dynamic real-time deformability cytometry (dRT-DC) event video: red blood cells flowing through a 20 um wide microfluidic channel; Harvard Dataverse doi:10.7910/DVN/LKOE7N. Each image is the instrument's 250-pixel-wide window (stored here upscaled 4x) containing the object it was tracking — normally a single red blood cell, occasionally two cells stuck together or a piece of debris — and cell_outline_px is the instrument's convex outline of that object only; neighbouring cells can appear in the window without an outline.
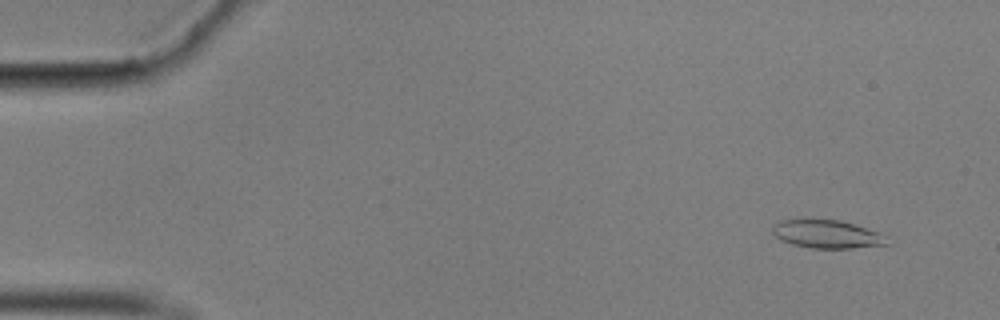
{"species": "common noctule bat (a hibernating species)", "species_latin": "Nyctalus noctula", "temperature_condition": "cold", "stored_images_in_passage": 57, "camera_frame_rate_fps": 3000, "um_per_image_px": 0.085, "animal": {"sex": "male", "body_mass_g": 17.9}, "frame": {"image": 1, "passage_image": 5, "time_ms": 1.333, "image_size_px": [1000, 320], "cell_outline_px": [[888, 244], [852, 248], [812, 248], [792, 244], [780, 240], [772, 232], [772, 224], [780, 220], [812, 216], [840, 220], [880, 232], [884, 236]], "centroid_in_image_um": [70.2, 19.84], "position_along_channel_um": 14.8, "area_um2": 19.48}}
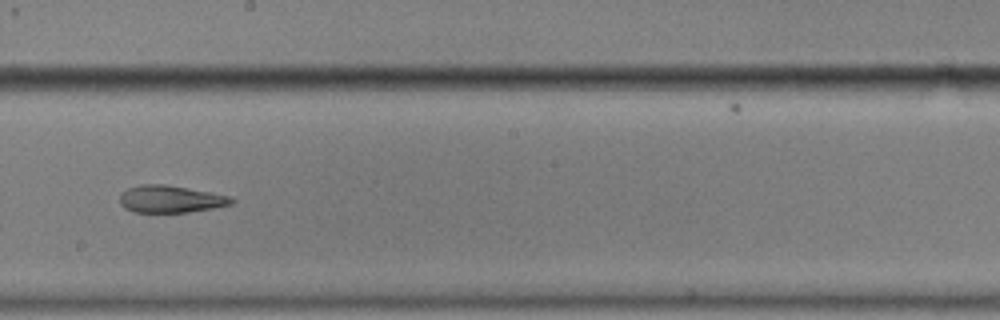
{"frame": {"image": 2, "passage_image": 33, "time_ms": 10.667, "image_size_px": [1000, 320], "cell_outline_px": [[236, 200], [232, 204], [212, 208], [188, 212], [132, 212], [124, 208], [120, 204], [120, 192], [128, 188], [140, 184], [164, 184], [232, 196]], "centroid_in_image_um": [14.48, 16.92], "position_along_channel_um": 233.7, "area_um2": 17.8}}
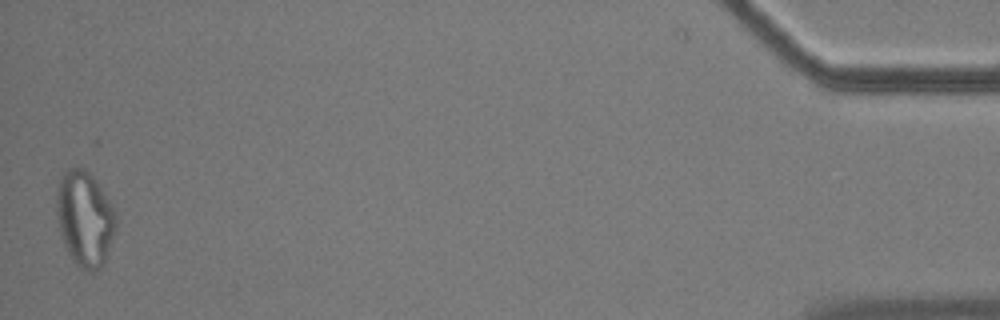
{"frame": {"image": 3, "passage_image": 57, "time_ms": 18.667, "image_size_px": [1000, 320], "cell_outline_px": [[116, 224], [108, 252], [104, 264], [92, 272], [88, 272], [76, 264], [72, 260], [64, 244], [60, 232], [56, 212], [56, 196], [60, 176], [68, 168], [84, 168], [100, 184], [116, 216]], "centroid_in_image_um": [7.19, 18.57], "position_along_channel_um": 428.0, "area_um2": 32.77}, "authors_computed_cell_mechanics": {"area_um2": 19.363, "velocity_mm_per_s": 3.523, "shape_relaxation_time_tau1_ms": null, "shape_relaxation_time_tau2_ms": 3.1693, "deformation_change_tau1": null, "deformation_change_tau2": 0.1194}}